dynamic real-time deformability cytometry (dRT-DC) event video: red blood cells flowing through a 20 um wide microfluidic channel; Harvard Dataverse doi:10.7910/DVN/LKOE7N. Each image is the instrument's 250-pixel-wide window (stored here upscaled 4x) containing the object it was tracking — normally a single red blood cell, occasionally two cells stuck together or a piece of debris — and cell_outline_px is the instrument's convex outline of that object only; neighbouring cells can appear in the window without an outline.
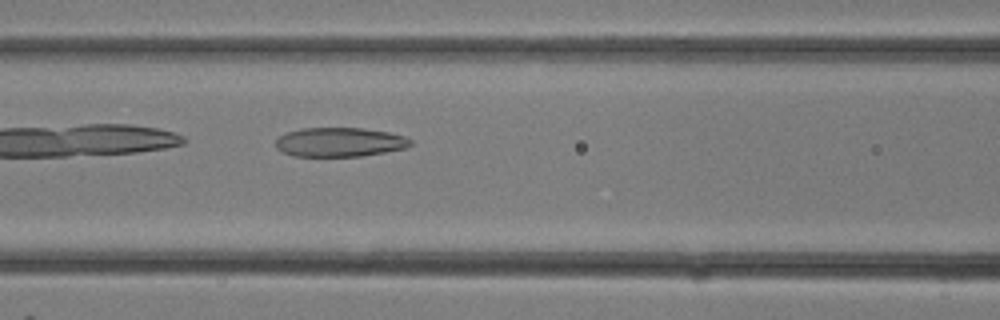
{"species": "common noctule bat (a hibernating species)", "species_latin": "Nyctalus noctula", "temperature_condition": "room temperature", "stored_images_in_passage": 12, "camera_frame_rate_fps": 3000, "um_per_image_px": 0.085, "animal": {"sex": "female"}, "frame": {"image": 1, "passage_image": 12, "time_ms": 3.667, "image_size_px": [1000, 320], "cell_outline_px": [[412, 144], [408, 148], [360, 156], [292, 156], [276, 148], [276, 140], [280, 136], [288, 132], [304, 128], [360, 128], [388, 132], [404, 136], [412, 140]], "centroid_in_image_um": [28.89, 12.08], "position_along_channel_um": 137.7, "area_um2": 22.83}}